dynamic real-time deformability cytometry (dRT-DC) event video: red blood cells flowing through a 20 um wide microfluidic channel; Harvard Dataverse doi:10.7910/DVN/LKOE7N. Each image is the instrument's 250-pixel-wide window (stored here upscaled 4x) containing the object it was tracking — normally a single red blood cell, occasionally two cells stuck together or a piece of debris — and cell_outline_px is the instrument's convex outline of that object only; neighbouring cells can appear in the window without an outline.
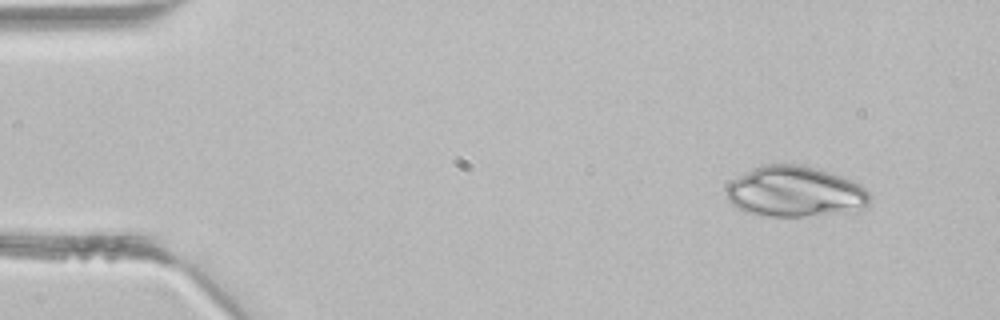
{"species": "common noctule bat (a hibernating species)", "species_latin": "Nyctalus noctula", "temperature_condition": "room temperature", "stored_images_in_passage": 3, "camera_frame_rate_fps": 3000, "um_per_image_px": 0.085, "animal": {"sex": "male", "body_mass_g": 21.5, "forearm_length_mm": 52.0}, "frame": {"image": 1, "passage_image": 1, "time_ms": 0.0, "image_size_px": [1000, 320], "cell_outline_px": [[872, 200], [868, 208], [856, 212], [804, 216], [768, 216], [748, 212], [736, 208], [728, 200], [724, 192], [728, 184], [732, 180], [764, 164], [796, 164], [820, 168], [852, 180], [860, 184], [872, 196]], "centroid_in_image_um": [67.66, 16.31], "position_along_channel_um": 17.3, "area_um2": 42.89}}